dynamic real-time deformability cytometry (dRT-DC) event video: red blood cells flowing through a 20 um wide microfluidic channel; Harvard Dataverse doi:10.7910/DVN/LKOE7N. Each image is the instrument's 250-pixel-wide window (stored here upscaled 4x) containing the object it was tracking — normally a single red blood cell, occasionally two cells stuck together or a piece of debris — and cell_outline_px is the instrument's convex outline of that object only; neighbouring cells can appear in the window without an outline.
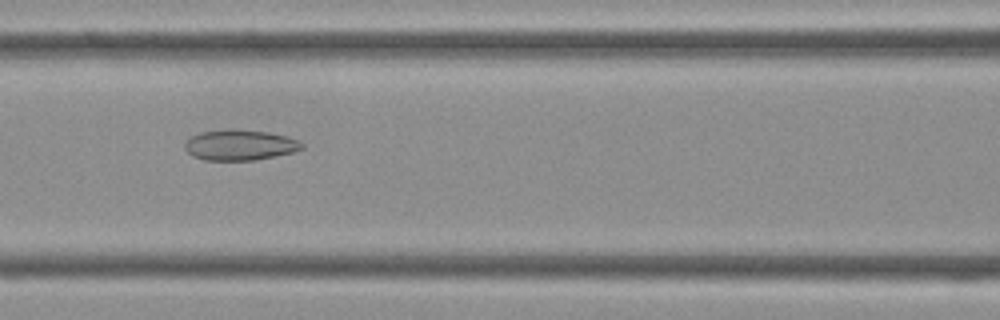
{"species": "Egyptian fruit bat (a non-hibernating species)", "species_latin": "Rousettus aegyptiacus", "temperature_condition": "cold", "stored_images_in_passage": 44, "camera_frame_rate_fps": 3000, "um_per_image_px": 0.085, "frame": {"image": 1, "passage_image": 19, "time_ms": 6.0, "image_size_px": [1000, 320], "cell_outline_px": [[304, 148], [292, 152], [256, 160], [204, 160], [192, 156], [184, 148], [184, 144], [192, 136], [200, 132], [232, 128], [268, 132], [288, 136], [304, 144]], "centroid_in_image_um": [20.38, 12.32], "position_along_channel_um": 146.2, "area_um2": 20.92}}
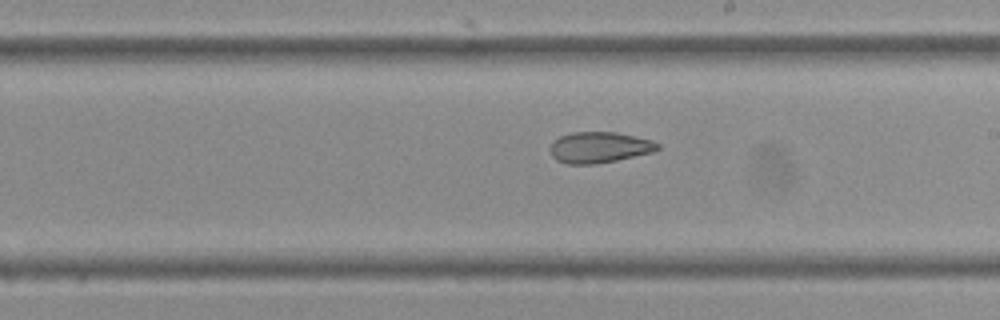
{"frame": {"image": 2, "passage_image": 25, "time_ms": 8.0, "image_size_px": [1000, 320], "cell_outline_px": [[660, 148], [652, 152], [616, 160], [596, 164], [568, 164], [556, 160], [552, 156], [548, 148], [560, 136], [572, 132], [616, 132], [652, 140], [660, 144]], "centroid_in_image_um": [50.93, 12.53], "position_along_channel_um": 238.1, "area_um2": 19.36}}
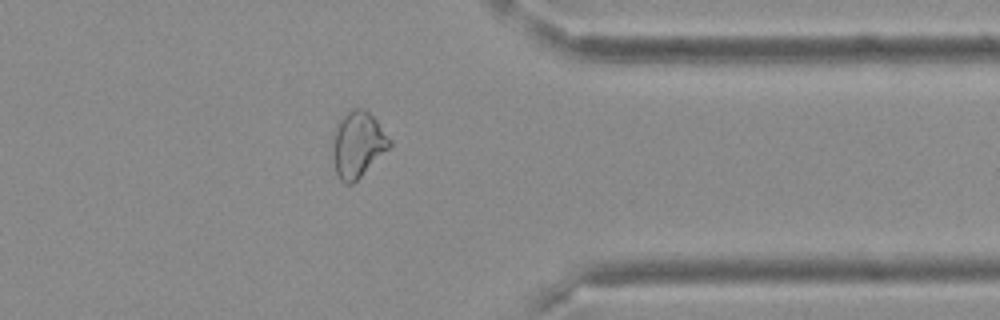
{"frame": {"image": 3, "passage_image": 35, "time_ms": 11.333, "image_size_px": [1000, 320], "cell_outline_px": [[392, 144], [352, 184], [344, 184], [340, 180], [336, 172], [332, 160], [328, 144], [332, 132], [336, 124], [344, 112], [352, 108], [364, 108], [376, 120], [392, 140]], "centroid_in_image_um": [30.31, 12.24], "position_along_channel_um": 381.1, "area_um2": 22.43}}